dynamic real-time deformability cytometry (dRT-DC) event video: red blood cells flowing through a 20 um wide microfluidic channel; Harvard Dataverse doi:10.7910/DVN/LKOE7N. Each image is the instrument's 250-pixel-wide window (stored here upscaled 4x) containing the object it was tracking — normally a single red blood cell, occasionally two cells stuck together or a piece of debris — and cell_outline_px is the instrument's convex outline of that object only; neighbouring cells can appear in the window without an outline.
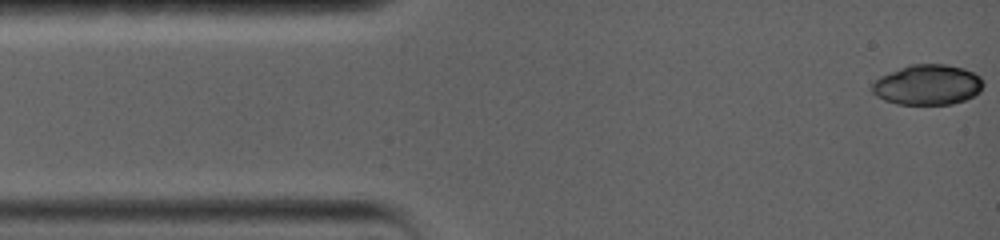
{"species": "common noctule bat (a hibernating species)", "species_latin": "Nyctalus noctula", "temperature_condition": "warm", "stored_images_in_passage": 100, "camera_frame_rate_fps": 5000, "um_per_image_px": 0.085, "animal": {"sex": "female", "body_mass_g": 19.0, "forearm_length_mm": 56.7}, "frame": {"image": 1, "passage_image": 1, "time_ms": 0.0, "image_size_px": [1000, 240], "cell_outline_px": [[984, 84], [980, 92], [964, 100], [952, 104], [896, 104], [884, 100], [876, 96], [872, 92], [872, 84], [880, 76], [900, 68], [912, 64], [944, 64], [964, 68], [980, 76]], "centroid_in_image_um": [78.85, 7.21], "position_along_channel_um": 6.2, "area_um2": 26.07}}
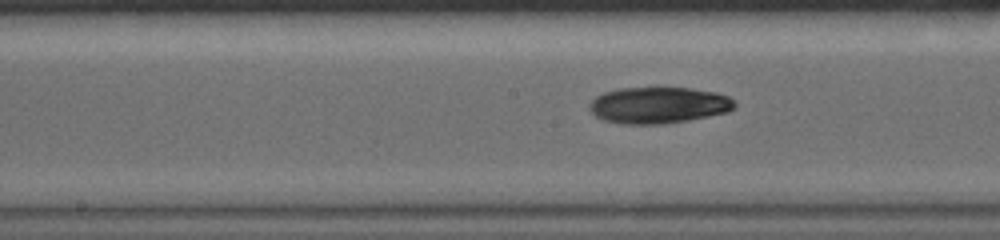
{"frame": {"image": 2, "passage_image": 43, "time_ms": 7.4, "image_size_px": [1000, 240], "cell_outline_px": [[736, 108], [728, 112], [688, 120], [664, 124], [620, 124], [604, 120], [596, 116], [588, 108], [588, 104], [596, 96], [604, 92], [620, 88], [692, 88], [716, 92], [728, 96], [736, 104]], "centroid_in_image_um": [55.97, 8.94], "position_along_channel_um": 192.2, "area_um2": 30.92}}
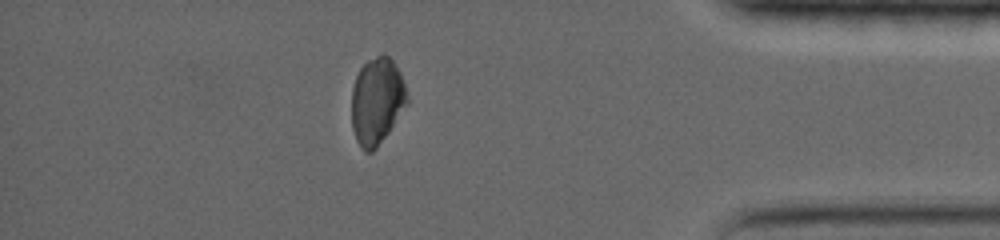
{"frame": {"image": 3, "passage_image": 85, "time_ms": 14.2, "image_size_px": [1000, 240], "cell_outline_px": [[408, 104], [388, 132], [376, 148], [372, 152], [364, 152], [356, 140], [352, 128], [352, 88], [356, 76], [360, 68], [368, 60], [384, 52], [392, 60], [400, 72], [408, 96]], "centroid_in_image_um": [32.03, 8.58], "position_along_channel_um": 403.2, "area_um2": 28.09}, "authors_computed_cell_mechanics": {"area_um2": 29.3046, "velocity_mm_per_s": 3.6041, "shape_relaxation_time_tau1_ms": 9.4546, "shape_relaxation_time_tau2_ms": null, "deformation_change_tau1": 0.2304, "deformation_change_tau2": null}}